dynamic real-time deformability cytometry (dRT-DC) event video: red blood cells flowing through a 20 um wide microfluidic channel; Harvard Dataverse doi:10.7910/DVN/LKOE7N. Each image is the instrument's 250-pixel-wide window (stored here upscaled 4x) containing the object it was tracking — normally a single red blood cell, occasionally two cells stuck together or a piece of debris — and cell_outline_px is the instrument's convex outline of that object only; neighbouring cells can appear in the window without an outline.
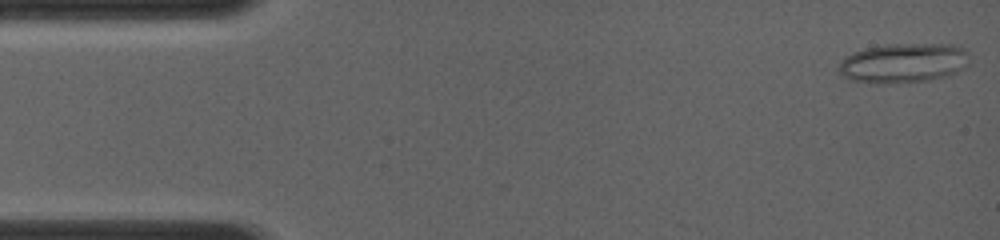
{"species": "common noctule bat (a hibernating species)", "species_latin": "Nyctalus noctula", "temperature_condition": "room temperature", "stored_images_in_passage": 12, "camera_frame_rate_fps": 4000, "um_per_image_px": 0.085, "animal": {"sex": "female", "body_mass_g": 19.0, "forearm_length_mm": 56.7}, "frame": {"image": 1, "passage_image": 1, "time_ms": 0.0, "image_size_px": [1000, 240], "cell_outline_px": [[968, 64], [964, 68], [948, 76], [928, 80], [872, 84], [852, 80], [844, 76], [836, 68], [844, 56], [852, 52], [864, 48], [884, 44], [952, 44], [964, 48], [968, 52]], "centroid_in_image_um": [76.77, 5.34], "position_along_channel_um": 8.2, "area_um2": 30.46}}
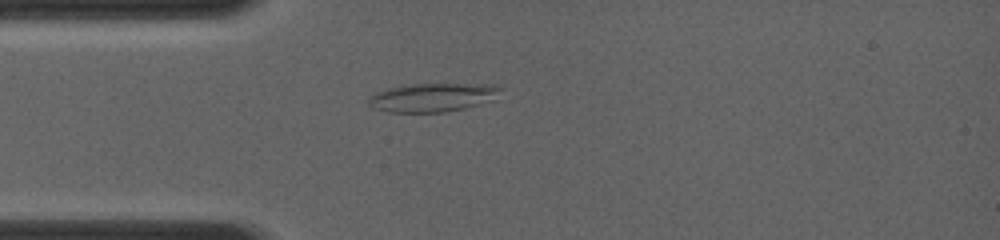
{"frame": {"image": 2, "passage_image": 9, "time_ms": 3.25, "image_size_px": [1000, 240], "cell_outline_px": [[500, 88], [488, 100], [464, 108], [444, 112], [388, 112], [372, 108], [368, 104], [368, 96], [376, 92], [388, 88], [412, 84], [496, 84]], "centroid_in_image_um": [36.63, 8.28], "position_along_channel_um": 48.4, "area_um2": 21.56}}